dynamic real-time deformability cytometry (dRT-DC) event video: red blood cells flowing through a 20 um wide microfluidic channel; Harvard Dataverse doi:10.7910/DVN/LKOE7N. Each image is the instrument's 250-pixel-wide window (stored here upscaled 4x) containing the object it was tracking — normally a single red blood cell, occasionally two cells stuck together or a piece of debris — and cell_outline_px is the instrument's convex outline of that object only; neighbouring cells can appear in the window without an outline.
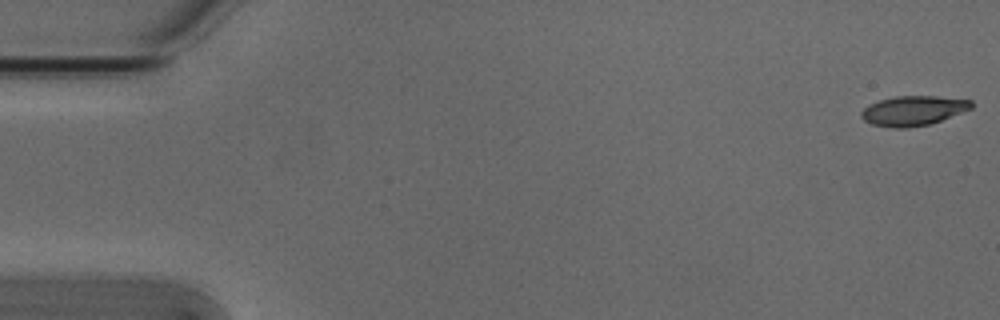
{"species": "Egyptian fruit bat (a non-hibernating species)", "species_latin": "Rousettus aegyptiacus", "temperature_condition": "cold", "stored_images_in_passage": 53, "camera_frame_rate_fps": 3000, "um_per_image_px": 0.085, "animal": {"sex": "male"}, "frame": {"image": 1, "passage_image": 1, "time_ms": 0.0, "image_size_px": [1000, 320], "cell_outline_px": [[972, 108], [940, 120], [928, 124], [908, 128], [896, 128], [872, 124], [864, 120], [860, 116], [860, 112], [868, 104], [880, 100], [896, 96], [936, 96], [972, 100]], "centroid_in_image_um": [77.59, 9.4], "position_along_channel_um": 7.4, "area_um2": 18.9}}
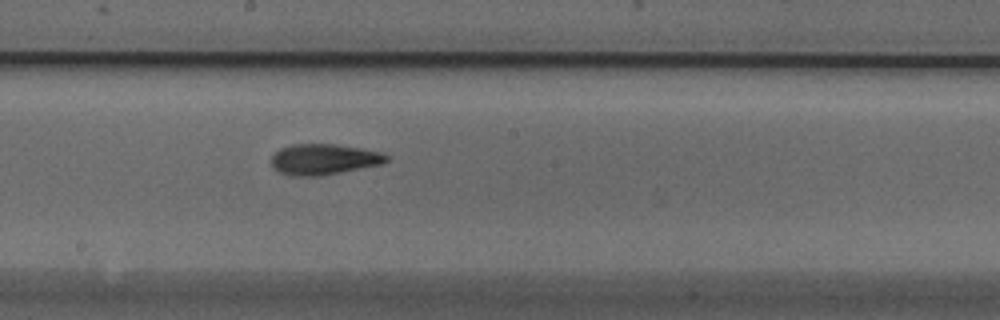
{"frame": {"image": 2, "passage_image": 29, "time_ms": 9.333, "image_size_px": [1000, 320], "cell_outline_px": [[388, 160], [380, 164], [320, 176], [292, 176], [280, 172], [272, 164], [272, 156], [280, 148], [292, 144], [332, 144], [360, 148], [384, 152], [388, 156]], "centroid_in_image_um": [27.53, 13.53], "position_along_channel_um": 220.7, "area_um2": 20.4}}
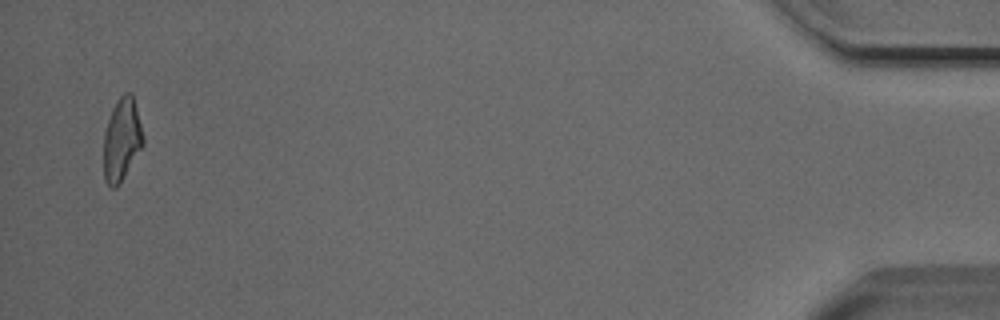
{"frame": {"image": 3, "passage_image": 52, "time_ms": 17.0, "image_size_px": [1000, 320], "cell_outline_px": [[144, 144], [116, 188], [112, 188], [104, 180], [104, 132], [112, 108], [116, 100], [124, 92], [132, 92], [144, 136]], "centroid_in_image_um": [10.35, 11.83], "position_along_channel_um": 424.9, "area_um2": 18.96}, "authors_computed_cell_mechanics": {"area_um2": 19.652, "velocity_mm_per_s": 3.8458, "shape_relaxation_time_tau1_ms": 6.4393, "shape_relaxation_time_tau2_ms": 1.5283, "deformation_change_tau1": 0.178, "deformation_change_tau2": 0.0934}}